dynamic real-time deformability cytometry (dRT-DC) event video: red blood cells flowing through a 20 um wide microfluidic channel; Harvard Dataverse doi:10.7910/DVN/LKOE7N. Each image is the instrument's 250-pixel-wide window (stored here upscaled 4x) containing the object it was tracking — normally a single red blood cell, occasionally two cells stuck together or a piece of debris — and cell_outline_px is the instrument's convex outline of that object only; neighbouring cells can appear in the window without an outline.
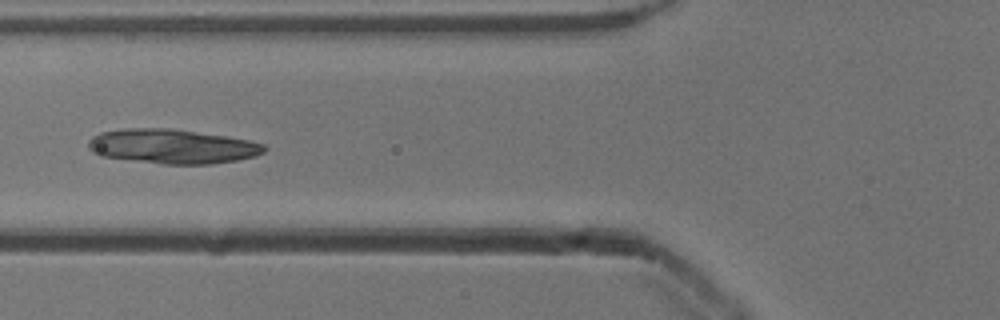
{"species": "common noctule bat (a hibernating species)", "species_latin": "Nyctalus noctula", "temperature_condition": "cold", "stored_images_in_passage": 37, "camera_frame_rate_fps": 3000, "um_per_image_px": 0.085, "animal": {"sex": "male", "body_mass_g": 13.3}, "frame": {"image": 1, "passage_image": 5, "time_ms": 1.333, "image_size_px": [1000, 320], "cell_outline_px": [[268, 148], [264, 152], [256, 156], [236, 160], [212, 164], [160, 164], [100, 156], [92, 152], [88, 148], [88, 140], [92, 136], [100, 132], [124, 128], [168, 128], [228, 136], [252, 140], [264, 144]], "centroid_in_image_um": [14.65, 12.44], "position_along_channel_um": 111.2, "area_um2": 35.72}}
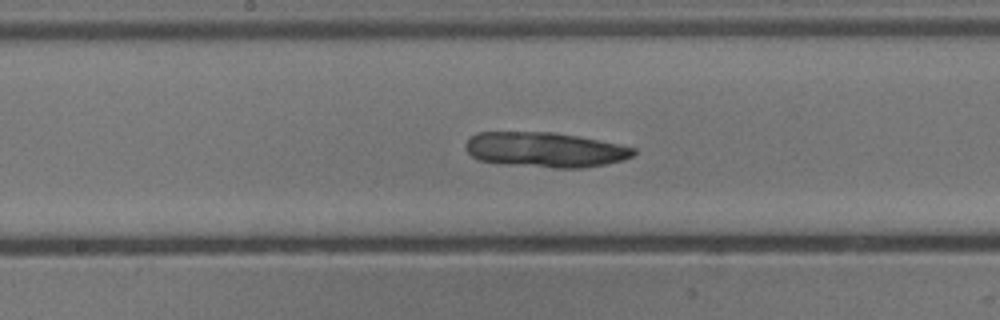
{"frame": {"image": 2, "passage_image": 12, "time_ms": 3.667, "image_size_px": [1000, 320], "cell_outline_px": [[636, 152], [632, 156], [624, 160], [584, 168], [556, 168], [504, 164], [480, 160], [472, 156], [464, 148], [464, 144], [476, 132], [552, 132], [576, 136], [636, 148]], "centroid_in_image_um": [46.3, 12.73], "position_along_channel_um": 201.9, "area_um2": 34.1}}
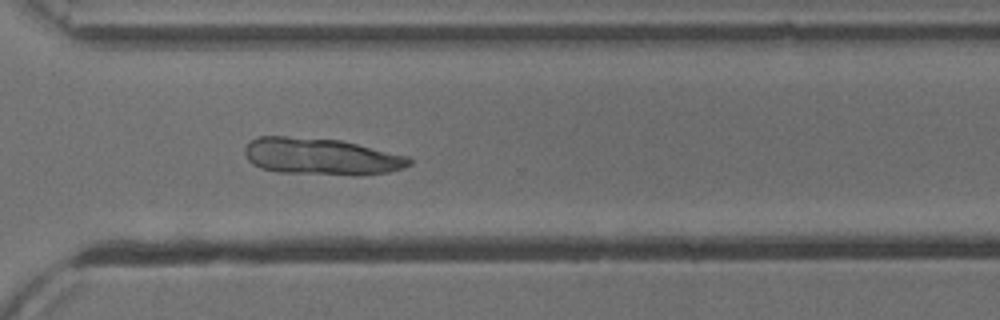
{"frame": {"image": 3, "passage_image": 23, "time_ms": 7.333, "image_size_px": [1000, 320], "cell_outline_px": [[412, 164], [404, 168], [388, 172], [360, 176], [352, 176], [280, 172], [260, 168], [252, 164], [248, 160], [244, 152], [244, 148], [256, 136], [284, 136], [340, 140], [408, 156], [412, 160]], "centroid_in_image_um": [27.31, 13.32], "position_along_channel_um": 343.3, "area_um2": 35.55}}